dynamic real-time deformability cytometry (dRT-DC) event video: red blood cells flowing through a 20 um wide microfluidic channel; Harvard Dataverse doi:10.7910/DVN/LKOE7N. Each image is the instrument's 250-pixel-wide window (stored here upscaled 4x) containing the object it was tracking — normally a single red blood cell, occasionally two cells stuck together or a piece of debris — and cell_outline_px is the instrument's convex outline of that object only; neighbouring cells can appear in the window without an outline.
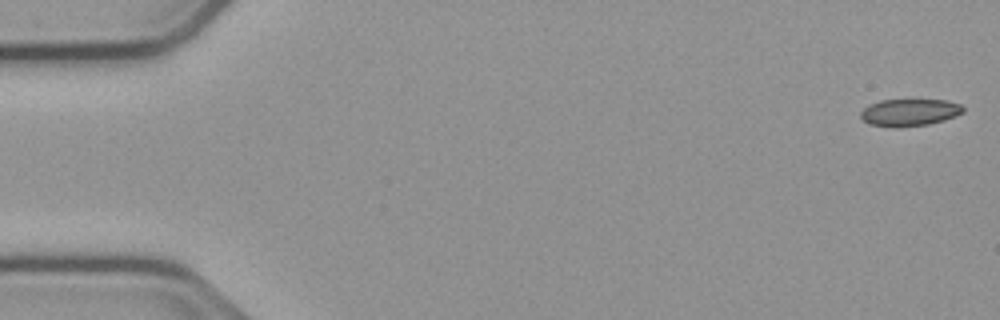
{"species": "common noctule bat (a hibernating species)", "species_latin": "Nyctalus noctula", "temperature_condition": "cold", "stored_images_in_passage": 10, "camera_frame_rate_fps": 3000, "um_per_image_px": 0.085, "animal": {"sex": "male", "body_mass_g": 23.1, "forearm_length_mm": 52.7}, "frame": {"image": 1, "passage_image": 1, "time_ms": 0.0, "image_size_px": [1000, 320], "cell_outline_px": [[964, 112], [944, 120], [928, 124], [868, 124], [860, 116], [860, 112], [868, 104], [880, 100], [944, 100], [960, 104], [964, 108]], "centroid_in_image_um": [77.33, 9.5], "position_along_channel_um": 7.7, "area_um2": 15.37}}